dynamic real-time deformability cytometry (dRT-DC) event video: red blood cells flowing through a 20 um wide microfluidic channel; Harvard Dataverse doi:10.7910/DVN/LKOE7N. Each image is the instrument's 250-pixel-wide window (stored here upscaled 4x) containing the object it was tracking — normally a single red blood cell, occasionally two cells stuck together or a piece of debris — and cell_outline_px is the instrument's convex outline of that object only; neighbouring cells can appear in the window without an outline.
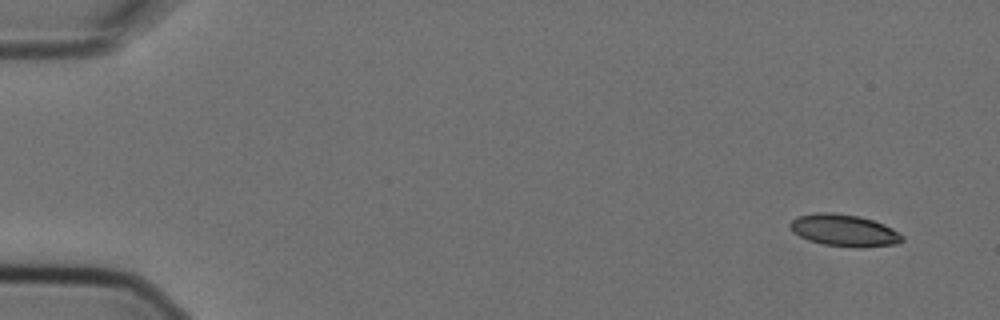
{"species": "Egyptian fruit bat (a non-hibernating species)", "species_latin": "Rousettus aegyptiacus", "temperature_condition": "cold", "stored_images_in_passage": 5, "camera_frame_rate_fps": 3000, "um_per_image_px": 0.085, "animal": {"sex": "female"}, "frame": {"image": 1, "passage_image": 1, "time_ms": 0.0, "image_size_px": [1000, 320], "cell_outline_px": [[904, 240], [896, 244], [860, 248], [856, 248], [824, 244], [808, 240], [792, 232], [788, 224], [796, 216], [816, 212], [832, 212], [860, 216], [884, 224], [900, 232], [904, 236]], "centroid_in_image_um": [71.75, 19.58], "position_along_channel_um": 13.2, "area_um2": 21.15}}
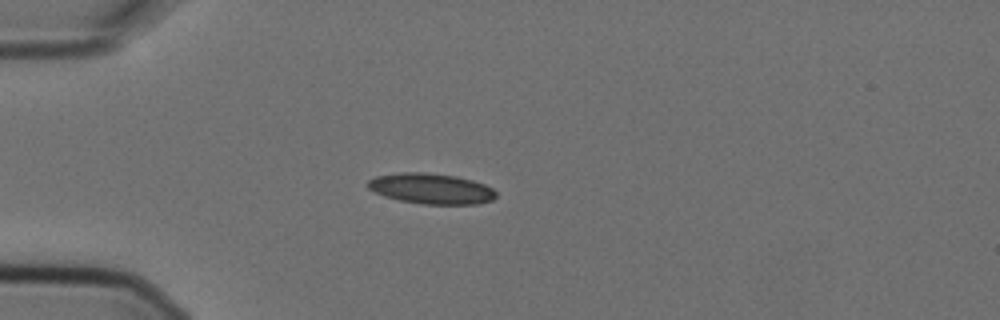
{"frame": {"image": 2, "passage_image": 4, "time_ms": 1.0, "image_size_px": [1000, 320], "cell_outline_px": [[496, 196], [492, 200], [476, 204], [420, 204], [400, 200], [384, 196], [368, 188], [368, 180], [376, 176], [404, 172], [424, 172], [456, 176], [472, 180], [484, 184], [492, 188], [496, 192]], "centroid_in_image_um": [36.66, 16.03], "position_along_channel_um": 48.3, "area_um2": 22.72}}
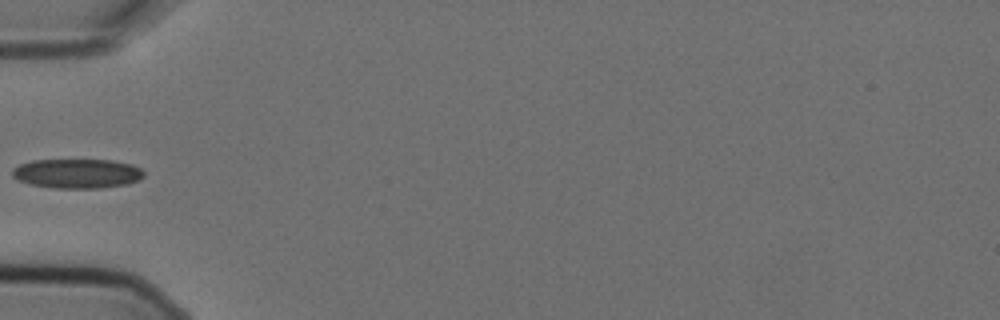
{"frame": {"image": 3, "passage_image": 5, "time_ms": 1.333, "image_size_px": [1000, 320], "cell_outline_px": [[144, 176], [140, 180], [128, 184], [100, 188], [52, 188], [28, 184], [16, 180], [12, 176], [12, 168], [20, 164], [32, 160], [112, 160], [132, 164], [140, 168], [144, 172]], "centroid_in_image_um": [6.54, 14.75], "position_along_channel_um": 78.5, "area_um2": 22.89}}